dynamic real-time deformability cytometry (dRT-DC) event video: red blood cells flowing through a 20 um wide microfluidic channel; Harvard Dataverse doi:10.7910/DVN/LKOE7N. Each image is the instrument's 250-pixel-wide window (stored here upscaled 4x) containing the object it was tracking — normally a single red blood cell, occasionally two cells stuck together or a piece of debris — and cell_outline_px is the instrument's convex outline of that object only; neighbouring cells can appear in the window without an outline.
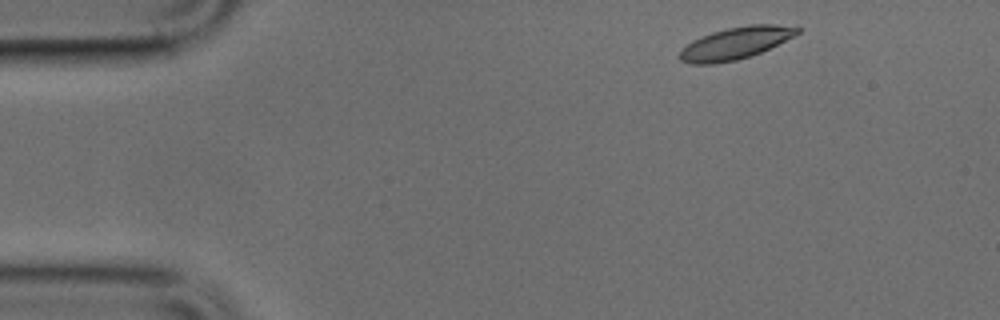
{"species": "common noctule bat (a hibernating species)", "species_latin": "Nyctalus noctula", "temperature_condition": "cold", "stored_images_in_passage": 44, "camera_frame_rate_fps": 3000, "um_per_image_px": 0.085, "animal": {"sex": "male", "body_mass_g": 17.9, "forearm_length_mm": 54.2}, "frame": {"image": 1, "passage_image": 2, "time_ms": 0.333, "image_size_px": [1000, 320], "cell_outline_px": [[804, 28], [796, 36], [760, 52], [736, 60], [712, 64], [692, 64], [680, 60], [680, 48], [692, 40], [712, 32], [728, 28], [748, 24], [776, 24]], "centroid_in_image_um": [62.54, 3.65], "position_along_channel_um": 22.5, "area_um2": 22.02}}
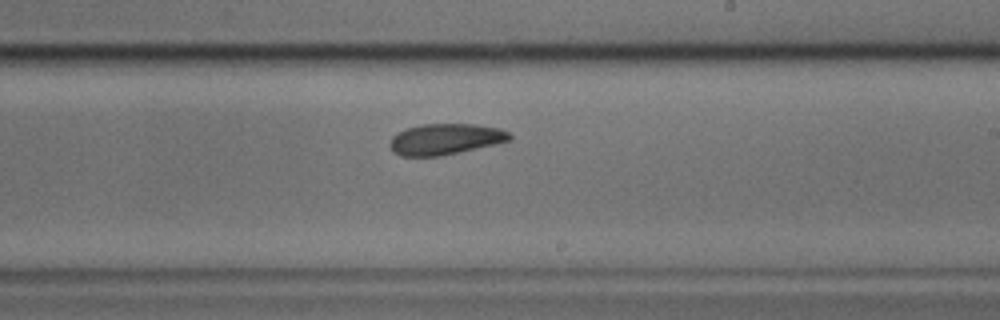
{"frame": {"image": 2, "passage_image": 25, "time_ms": 8.0, "image_size_px": [1000, 320], "cell_outline_px": [[512, 140], [496, 144], [460, 152], [440, 156], [400, 156], [392, 152], [388, 144], [392, 136], [408, 128], [420, 124], [472, 124], [500, 128], [508, 132], [512, 136]], "centroid_in_image_um": [37.84, 11.83], "position_along_channel_um": 251.2, "area_um2": 21.73}}
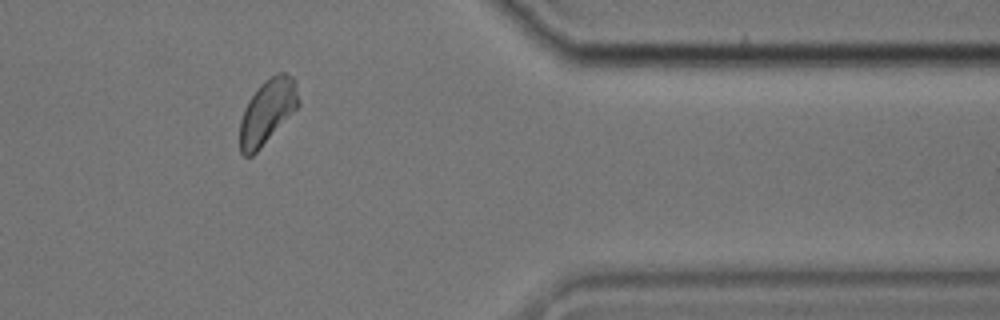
{"frame": {"image": 3, "passage_image": 37, "time_ms": 12.0, "image_size_px": [1000, 320], "cell_outline_px": [[300, 104], [260, 148], [252, 156], [244, 156], [240, 152], [240, 120], [244, 108], [248, 100], [260, 84], [276, 72], [284, 72], [292, 76], [296, 80], [300, 100]], "centroid_in_image_um": [22.73, 9.44], "position_along_channel_um": 388.7, "area_um2": 22.08}}